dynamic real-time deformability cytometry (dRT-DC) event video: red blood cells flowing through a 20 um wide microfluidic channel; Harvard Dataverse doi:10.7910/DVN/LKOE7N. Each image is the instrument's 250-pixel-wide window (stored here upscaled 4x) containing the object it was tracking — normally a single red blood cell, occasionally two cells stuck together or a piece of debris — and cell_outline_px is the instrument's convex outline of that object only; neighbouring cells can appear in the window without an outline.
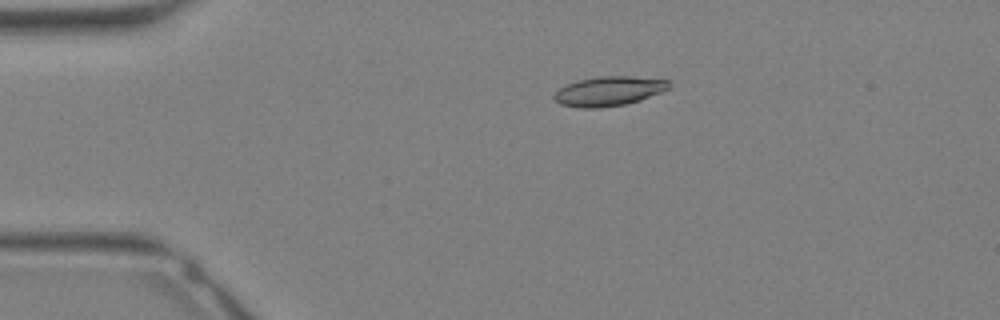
{"species": "Egyptian fruit bat (a non-hibernating species)", "species_latin": "Rousettus aegyptiacus", "temperature_condition": "warm", "stored_images_in_passage": 31, "camera_frame_rate_fps": 3000, "um_per_image_px": 0.085, "animal": {"sex": "female"}, "frame": {"image": 1, "passage_image": 5, "time_ms": 1.333, "image_size_px": [1000, 320], "cell_outline_px": [[672, 84], [668, 88], [660, 92], [640, 100], [624, 104], [600, 108], [580, 108], [560, 104], [552, 96], [560, 88], [576, 80], [600, 76], [632, 76], [668, 80]], "centroid_in_image_um": [51.74, 7.74], "position_along_channel_um": 33.3, "area_um2": 19.65}}
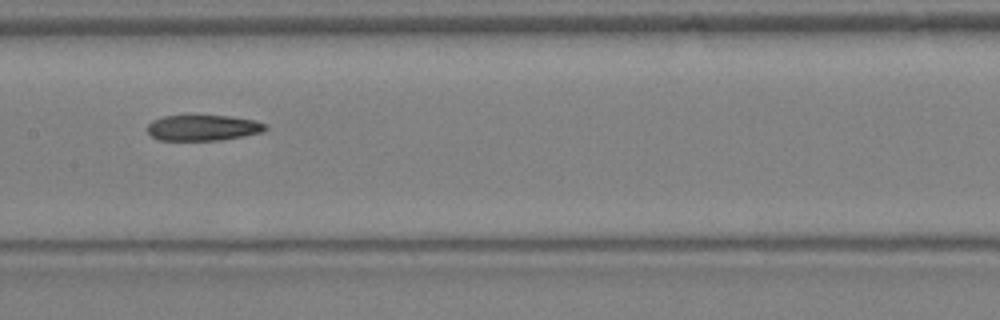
{"frame": {"image": 2, "passage_image": 15, "time_ms": 4.667, "image_size_px": [1000, 320], "cell_outline_px": [[268, 128], [264, 132], [244, 136], [220, 140], [160, 140], [152, 136], [144, 128], [152, 120], [164, 116], [228, 116], [256, 120], [268, 124]], "centroid_in_image_um": [17.28, 10.86], "position_along_channel_um": 190.1, "area_um2": 17.86}}
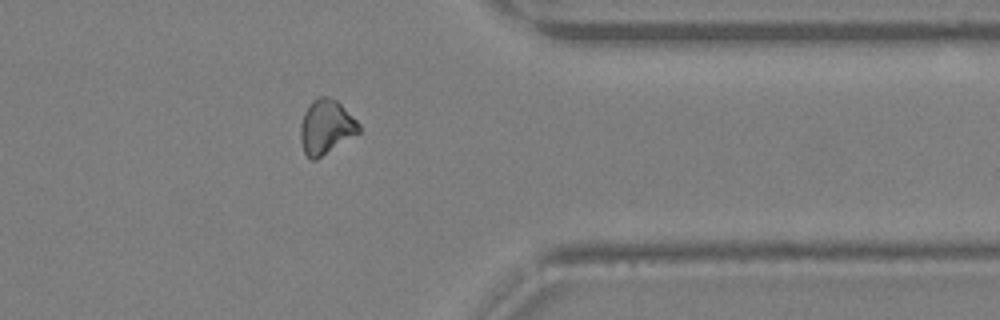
{"frame": {"image": 3, "passage_image": 25, "time_ms": 8.0, "image_size_px": [1000, 320], "cell_outline_px": [[360, 132], [316, 160], [308, 160], [304, 152], [300, 140], [300, 124], [304, 112], [308, 104], [312, 100], [320, 96], [328, 96], [336, 100], [360, 124]], "centroid_in_image_um": [27.68, 10.8], "position_along_channel_um": 383.7, "area_um2": 18.61}}